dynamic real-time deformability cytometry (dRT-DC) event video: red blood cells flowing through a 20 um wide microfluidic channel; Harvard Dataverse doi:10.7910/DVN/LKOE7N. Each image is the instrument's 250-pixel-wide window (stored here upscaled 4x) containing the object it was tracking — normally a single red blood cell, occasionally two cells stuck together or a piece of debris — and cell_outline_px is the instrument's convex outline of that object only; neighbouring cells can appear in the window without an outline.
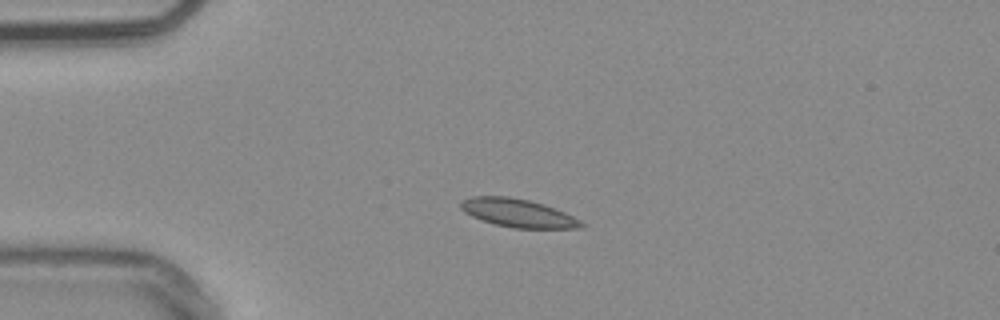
{"species": "common noctule bat (a hibernating species)", "species_latin": "Nyctalus noctula", "temperature_condition": "warm", "stored_images_in_passage": 42, "camera_frame_rate_fps": 3000, "um_per_image_px": 0.085, "animal": {"sex": "male", "body_mass_g": 20.4}, "frame": {"image": 1, "passage_image": 1, "time_ms": 0.0, "image_size_px": [1000, 320], "cell_outline_px": [[584, 228], [512, 228], [496, 224], [472, 216], [464, 212], [460, 208], [460, 200], [472, 196], [508, 196], [528, 200], [544, 204], [564, 212], [580, 220], [584, 224]], "centroid_in_image_um": [44.01, 18.1], "position_along_channel_um": 41.0, "area_um2": 19.77}}
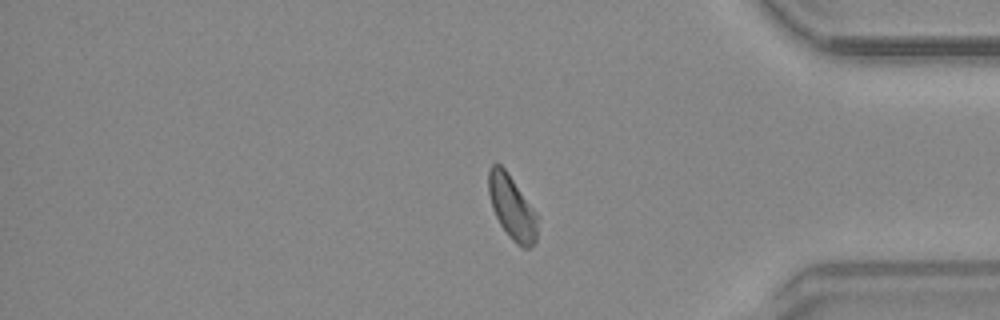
{"frame": {"image": 2, "passage_image": 33, "time_ms": 10.667, "image_size_px": [1000, 320], "cell_outline_px": [[540, 216], [536, 240], [528, 248], [524, 248], [516, 244], [508, 236], [500, 224], [492, 208], [488, 192], [488, 168], [492, 164], [500, 164], [508, 172]], "centroid_in_image_um": [43.54, 17.62], "position_along_channel_um": 391.7, "area_um2": 18.67}, "authors_computed_cell_mechanics": {"area_um2": 18.6405, "velocity_mm_per_s": 3.7603, "shape_relaxation_time_tau1_ms": null, "shape_relaxation_time_tau2_ms": 4.6413, "deformation_change_tau1": null, "deformation_change_tau2": 0.0881}}